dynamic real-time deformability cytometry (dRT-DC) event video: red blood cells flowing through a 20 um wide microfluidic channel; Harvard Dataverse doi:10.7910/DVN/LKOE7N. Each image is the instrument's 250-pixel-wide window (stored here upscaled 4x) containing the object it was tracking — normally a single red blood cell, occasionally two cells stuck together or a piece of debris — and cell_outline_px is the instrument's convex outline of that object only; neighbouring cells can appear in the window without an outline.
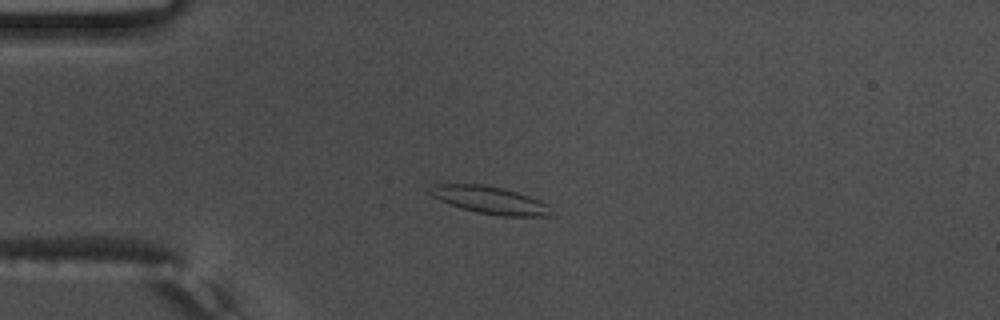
{"species": "common noctule bat (a hibernating species)", "species_latin": "Nyctalus noctula", "temperature_condition": "warm", "stored_images_in_passage": 42, "camera_frame_rate_fps": 3000, "um_per_image_px": 0.085, "animal": {"sex": "male", "body_mass_g": 17.5, "forearm_length_mm": 52.3}, "frame": {"image": 1, "passage_image": 1, "time_ms": 0.0, "image_size_px": [1000, 320], "cell_outline_px": [[552, 216], [500, 216], [476, 212], [460, 208], [440, 200], [432, 196], [428, 192], [428, 188], [432, 184], [484, 184], [504, 188], [540, 200], [548, 204]], "centroid_in_image_um": [41.61, 17.0], "position_along_channel_um": 43.4, "area_um2": 19.48}}
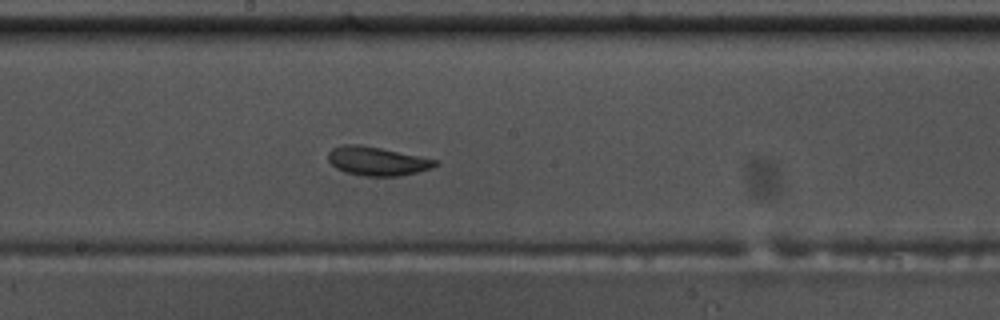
{"frame": {"image": 2, "passage_image": 17, "time_ms": 5.333, "image_size_px": [1000, 320], "cell_outline_px": [[440, 164], [432, 168], [416, 172], [396, 176], [360, 176], [344, 172], [336, 168], [328, 160], [328, 152], [332, 148], [340, 144], [360, 144], [420, 156], [436, 160]], "centroid_in_image_um": [32.02, 13.69], "position_along_channel_um": 216.2, "area_um2": 18.03}}
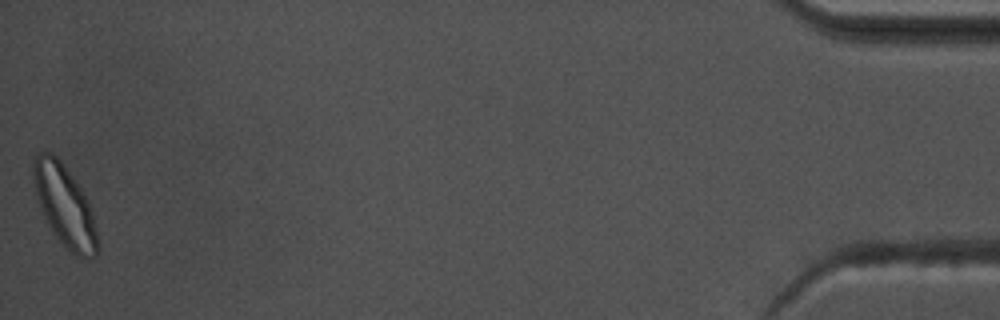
{"frame": {"image": 3, "passage_image": 42, "time_ms": 13.667, "image_size_px": [1000, 320], "cell_outline_px": [[100, 248], [96, 256], [84, 260], [76, 256], [56, 236], [48, 224], [36, 200], [32, 176], [32, 160], [36, 152], [52, 152], [60, 160], [80, 184], [88, 200], [92, 212]], "centroid_in_image_um": [5.49, 17.45], "position_along_channel_um": 429.7, "area_um2": 30.92}, "authors_computed_cell_mechanics": {"area_um2": 18.0625, "velocity_mm_per_s": 3.711, "shape_relaxation_time_tau1_ms": 4.3322, "shape_relaxation_time_tau2_ms": 1.8803, "deformation_change_tau1": 0.1302, "deformation_change_tau2": 0.0724}}